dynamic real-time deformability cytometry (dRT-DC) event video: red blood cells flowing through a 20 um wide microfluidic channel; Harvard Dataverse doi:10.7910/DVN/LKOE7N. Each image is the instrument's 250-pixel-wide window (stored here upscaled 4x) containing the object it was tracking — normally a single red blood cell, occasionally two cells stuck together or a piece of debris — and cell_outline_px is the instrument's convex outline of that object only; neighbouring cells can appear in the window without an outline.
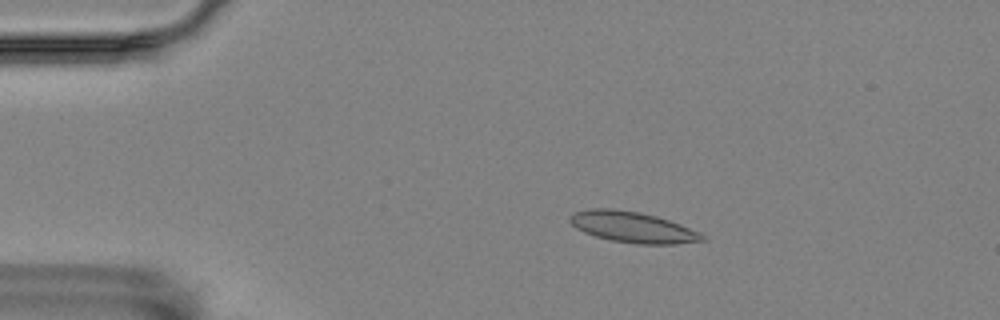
{"species": "Egyptian fruit bat (a non-hibernating species)", "species_latin": "Rousettus aegyptiacus", "temperature_condition": "room temperature", "stored_images_in_passage": 39, "camera_frame_rate_fps": 3000, "um_per_image_px": 0.085, "animal": {"sex": "female"}, "frame": {"image": 1, "passage_image": 10, "time_ms": 3.0, "image_size_px": [1000, 320], "cell_outline_px": [[708, 240], [676, 244], [636, 244], [612, 240], [596, 236], [584, 232], [576, 228], [568, 220], [568, 216], [572, 212], [588, 208], [612, 208], [640, 212], [656, 216], [680, 224], [700, 232]], "centroid_in_image_um": [53.75, 19.3], "position_along_channel_um": 31.2, "area_um2": 23.99}}
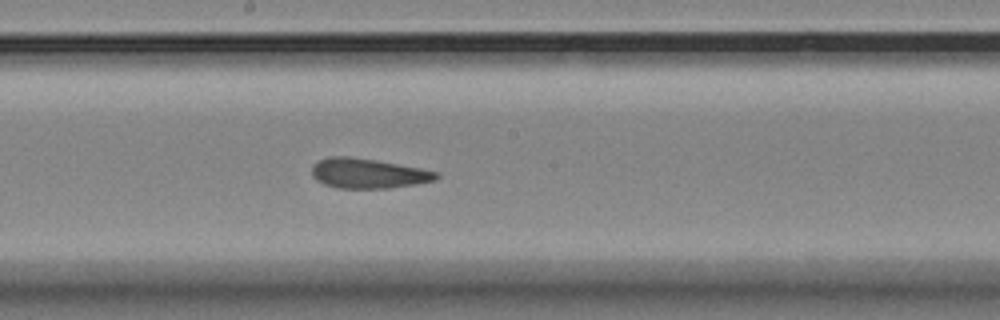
{"frame": {"image": 2, "passage_image": 30, "time_ms": 9.667, "image_size_px": [1000, 320], "cell_outline_px": [[440, 176], [436, 180], [416, 184], [388, 188], [336, 188], [324, 184], [316, 180], [312, 176], [312, 168], [320, 160], [328, 156], [348, 156], [420, 168], [440, 172]], "centroid_in_image_um": [31.3, 14.75], "position_along_channel_um": 216.9, "area_um2": 21.5}}
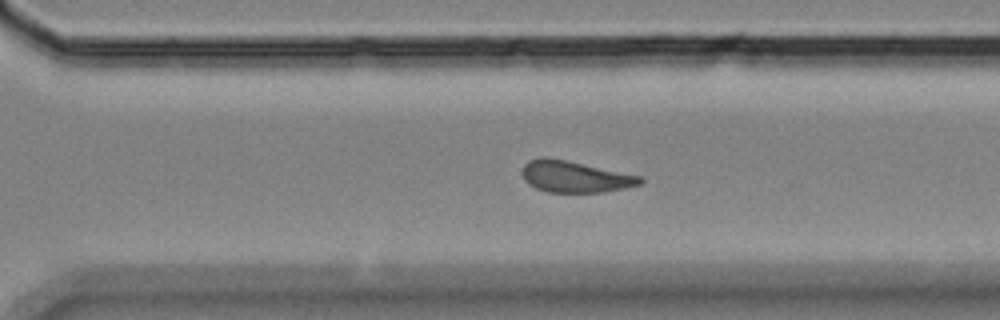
{"frame": {"image": 3, "passage_image": 39, "time_ms": 12.667, "image_size_px": [1000, 320], "cell_outline_px": [[644, 180], [640, 184], [624, 188], [604, 192], [548, 192], [536, 188], [528, 184], [524, 180], [524, 164], [528, 160], [544, 156], [564, 160], [640, 176]], "centroid_in_image_um": [48.84, 15.02], "position_along_channel_um": 321.8, "area_um2": 21.21}}